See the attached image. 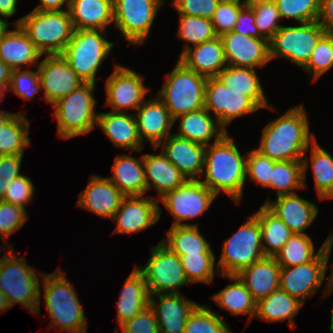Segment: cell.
<instances>
[{"label": "cell", "mask_w": 333, "mask_h": 333, "mask_svg": "<svg viewBox=\"0 0 333 333\" xmlns=\"http://www.w3.org/2000/svg\"><path fill=\"white\" fill-rule=\"evenodd\" d=\"M310 123L303 104L290 107L286 113L271 120L262 130L259 148L261 154L273 161L302 160L303 187L306 189V174L309 159L305 154L316 139L310 133Z\"/></svg>", "instance_id": "cell-1"}, {"label": "cell", "mask_w": 333, "mask_h": 333, "mask_svg": "<svg viewBox=\"0 0 333 333\" xmlns=\"http://www.w3.org/2000/svg\"><path fill=\"white\" fill-rule=\"evenodd\" d=\"M246 159L247 153L241 154L226 132L205 147L204 180L200 181L216 196L222 191L239 205L246 184Z\"/></svg>", "instance_id": "cell-2"}, {"label": "cell", "mask_w": 333, "mask_h": 333, "mask_svg": "<svg viewBox=\"0 0 333 333\" xmlns=\"http://www.w3.org/2000/svg\"><path fill=\"white\" fill-rule=\"evenodd\" d=\"M43 297L50 316V328L67 333H87V320L73 284L60 267L52 273H42Z\"/></svg>", "instance_id": "cell-3"}, {"label": "cell", "mask_w": 333, "mask_h": 333, "mask_svg": "<svg viewBox=\"0 0 333 333\" xmlns=\"http://www.w3.org/2000/svg\"><path fill=\"white\" fill-rule=\"evenodd\" d=\"M13 247H7V253L0 259V291L7 297L10 307L16 303L32 314H40V279L24 257L16 256ZM2 250L0 247V254Z\"/></svg>", "instance_id": "cell-4"}, {"label": "cell", "mask_w": 333, "mask_h": 333, "mask_svg": "<svg viewBox=\"0 0 333 333\" xmlns=\"http://www.w3.org/2000/svg\"><path fill=\"white\" fill-rule=\"evenodd\" d=\"M12 24H19L38 51L45 56L61 55L75 30L69 10H32Z\"/></svg>", "instance_id": "cell-5"}, {"label": "cell", "mask_w": 333, "mask_h": 333, "mask_svg": "<svg viewBox=\"0 0 333 333\" xmlns=\"http://www.w3.org/2000/svg\"><path fill=\"white\" fill-rule=\"evenodd\" d=\"M95 86L94 83H84L53 104L52 115L57 120V136L60 139L89 134L97 126Z\"/></svg>", "instance_id": "cell-6"}, {"label": "cell", "mask_w": 333, "mask_h": 333, "mask_svg": "<svg viewBox=\"0 0 333 333\" xmlns=\"http://www.w3.org/2000/svg\"><path fill=\"white\" fill-rule=\"evenodd\" d=\"M206 77L177 61L171 73L166 74V83L157 97L175 120L178 116L204 108Z\"/></svg>", "instance_id": "cell-7"}, {"label": "cell", "mask_w": 333, "mask_h": 333, "mask_svg": "<svg viewBox=\"0 0 333 333\" xmlns=\"http://www.w3.org/2000/svg\"><path fill=\"white\" fill-rule=\"evenodd\" d=\"M104 30H74L71 40L62 52L71 69L85 83H95L96 74L110 55L114 42L103 36Z\"/></svg>", "instance_id": "cell-8"}, {"label": "cell", "mask_w": 333, "mask_h": 333, "mask_svg": "<svg viewBox=\"0 0 333 333\" xmlns=\"http://www.w3.org/2000/svg\"><path fill=\"white\" fill-rule=\"evenodd\" d=\"M246 220L232 236L223 241L216 265L221 275H237L265 256L257 217L253 214Z\"/></svg>", "instance_id": "cell-9"}, {"label": "cell", "mask_w": 333, "mask_h": 333, "mask_svg": "<svg viewBox=\"0 0 333 333\" xmlns=\"http://www.w3.org/2000/svg\"><path fill=\"white\" fill-rule=\"evenodd\" d=\"M149 261L136 267L144 276L150 295L180 293L189 284L180 257L162 241L150 248Z\"/></svg>", "instance_id": "cell-10"}, {"label": "cell", "mask_w": 333, "mask_h": 333, "mask_svg": "<svg viewBox=\"0 0 333 333\" xmlns=\"http://www.w3.org/2000/svg\"><path fill=\"white\" fill-rule=\"evenodd\" d=\"M322 252L312 261L292 267H281L280 289L303 304L317 293L325 280L333 247V233L321 245Z\"/></svg>", "instance_id": "cell-11"}, {"label": "cell", "mask_w": 333, "mask_h": 333, "mask_svg": "<svg viewBox=\"0 0 333 333\" xmlns=\"http://www.w3.org/2000/svg\"><path fill=\"white\" fill-rule=\"evenodd\" d=\"M325 30L318 21L282 26L269 40L270 59L283 57L304 68Z\"/></svg>", "instance_id": "cell-12"}, {"label": "cell", "mask_w": 333, "mask_h": 333, "mask_svg": "<svg viewBox=\"0 0 333 333\" xmlns=\"http://www.w3.org/2000/svg\"><path fill=\"white\" fill-rule=\"evenodd\" d=\"M165 0H113L114 27L128 45H143Z\"/></svg>", "instance_id": "cell-13"}, {"label": "cell", "mask_w": 333, "mask_h": 333, "mask_svg": "<svg viewBox=\"0 0 333 333\" xmlns=\"http://www.w3.org/2000/svg\"><path fill=\"white\" fill-rule=\"evenodd\" d=\"M217 196L199 179L187 180L183 185L166 193L162 202L175 221L171 226L198 225L183 222L202 216Z\"/></svg>", "instance_id": "cell-14"}, {"label": "cell", "mask_w": 333, "mask_h": 333, "mask_svg": "<svg viewBox=\"0 0 333 333\" xmlns=\"http://www.w3.org/2000/svg\"><path fill=\"white\" fill-rule=\"evenodd\" d=\"M204 108L228 132L226 126L232 120L261 109L250 97L236 92L224 85L217 77L207 79L205 86Z\"/></svg>", "instance_id": "cell-15"}, {"label": "cell", "mask_w": 333, "mask_h": 333, "mask_svg": "<svg viewBox=\"0 0 333 333\" xmlns=\"http://www.w3.org/2000/svg\"><path fill=\"white\" fill-rule=\"evenodd\" d=\"M106 103L115 112L138 110L146 100L150 88L144 85V76L131 68L116 64L105 84Z\"/></svg>", "instance_id": "cell-16"}, {"label": "cell", "mask_w": 333, "mask_h": 333, "mask_svg": "<svg viewBox=\"0 0 333 333\" xmlns=\"http://www.w3.org/2000/svg\"><path fill=\"white\" fill-rule=\"evenodd\" d=\"M37 69L44 91V100L52 105L85 83L62 55H46L39 62Z\"/></svg>", "instance_id": "cell-17"}, {"label": "cell", "mask_w": 333, "mask_h": 333, "mask_svg": "<svg viewBox=\"0 0 333 333\" xmlns=\"http://www.w3.org/2000/svg\"><path fill=\"white\" fill-rule=\"evenodd\" d=\"M126 196L111 220L116 221L113 234H134L156 224L161 217L159 201L152 197Z\"/></svg>", "instance_id": "cell-18"}, {"label": "cell", "mask_w": 333, "mask_h": 333, "mask_svg": "<svg viewBox=\"0 0 333 333\" xmlns=\"http://www.w3.org/2000/svg\"><path fill=\"white\" fill-rule=\"evenodd\" d=\"M228 65L261 68L271 61L269 40L231 31L220 36Z\"/></svg>", "instance_id": "cell-19"}, {"label": "cell", "mask_w": 333, "mask_h": 333, "mask_svg": "<svg viewBox=\"0 0 333 333\" xmlns=\"http://www.w3.org/2000/svg\"><path fill=\"white\" fill-rule=\"evenodd\" d=\"M164 142V143H163ZM154 150L162 153L173 163L187 180H200L204 171L205 146L176 136H167ZM200 176V177H198Z\"/></svg>", "instance_id": "cell-20"}, {"label": "cell", "mask_w": 333, "mask_h": 333, "mask_svg": "<svg viewBox=\"0 0 333 333\" xmlns=\"http://www.w3.org/2000/svg\"><path fill=\"white\" fill-rule=\"evenodd\" d=\"M197 305L180 293L155 294L149 297V306L157 318L159 333H184L188 316Z\"/></svg>", "instance_id": "cell-21"}, {"label": "cell", "mask_w": 333, "mask_h": 333, "mask_svg": "<svg viewBox=\"0 0 333 333\" xmlns=\"http://www.w3.org/2000/svg\"><path fill=\"white\" fill-rule=\"evenodd\" d=\"M125 197L107 177L92 175L85 189L79 194L77 207L112 219Z\"/></svg>", "instance_id": "cell-22"}, {"label": "cell", "mask_w": 333, "mask_h": 333, "mask_svg": "<svg viewBox=\"0 0 333 333\" xmlns=\"http://www.w3.org/2000/svg\"><path fill=\"white\" fill-rule=\"evenodd\" d=\"M134 115L142 143L147 139L152 147H157L171 135L170 130L174 126V120L157 95L155 98L145 100Z\"/></svg>", "instance_id": "cell-23"}, {"label": "cell", "mask_w": 333, "mask_h": 333, "mask_svg": "<svg viewBox=\"0 0 333 333\" xmlns=\"http://www.w3.org/2000/svg\"><path fill=\"white\" fill-rule=\"evenodd\" d=\"M263 205L297 234H307L305 230L318 215L317 205L300 197L298 193L279 196L275 201L267 199Z\"/></svg>", "instance_id": "cell-24"}, {"label": "cell", "mask_w": 333, "mask_h": 333, "mask_svg": "<svg viewBox=\"0 0 333 333\" xmlns=\"http://www.w3.org/2000/svg\"><path fill=\"white\" fill-rule=\"evenodd\" d=\"M97 126L116 148L140 152L144 145L138 134L135 115L128 112L98 113Z\"/></svg>", "instance_id": "cell-25"}, {"label": "cell", "mask_w": 333, "mask_h": 333, "mask_svg": "<svg viewBox=\"0 0 333 333\" xmlns=\"http://www.w3.org/2000/svg\"><path fill=\"white\" fill-rule=\"evenodd\" d=\"M187 68L206 77H216L228 66L220 36L194 45L185 50L178 59Z\"/></svg>", "instance_id": "cell-26"}, {"label": "cell", "mask_w": 333, "mask_h": 333, "mask_svg": "<svg viewBox=\"0 0 333 333\" xmlns=\"http://www.w3.org/2000/svg\"><path fill=\"white\" fill-rule=\"evenodd\" d=\"M281 266L275 257L264 256L243 269L237 276L243 281L253 299L269 296L280 287Z\"/></svg>", "instance_id": "cell-27"}, {"label": "cell", "mask_w": 333, "mask_h": 333, "mask_svg": "<svg viewBox=\"0 0 333 333\" xmlns=\"http://www.w3.org/2000/svg\"><path fill=\"white\" fill-rule=\"evenodd\" d=\"M14 30H8L0 42V60L12 70H19L22 65L36 67L42 54L38 51L27 33L15 24Z\"/></svg>", "instance_id": "cell-28"}, {"label": "cell", "mask_w": 333, "mask_h": 333, "mask_svg": "<svg viewBox=\"0 0 333 333\" xmlns=\"http://www.w3.org/2000/svg\"><path fill=\"white\" fill-rule=\"evenodd\" d=\"M143 164L147 191L154 187L158 192L157 200L187 181L181 171L162 152L144 154Z\"/></svg>", "instance_id": "cell-29"}, {"label": "cell", "mask_w": 333, "mask_h": 333, "mask_svg": "<svg viewBox=\"0 0 333 333\" xmlns=\"http://www.w3.org/2000/svg\"><path fill=\"white\" fill-rule=\"evenodd\" d=\"M70 17L75 30H106L114 24L113 0H70Z\"/></svg>", "instance_id": "cell-30"}, {"label": "cell", "mask_w": 333, "mask_h": 333, "mask_svg": "<svg viewBox=\"0 0 333 333\" xmlns=\"http://www.w3.org/2000/svg\"><path fill=\"white\" fill-rule=\"evenodd\" d=\"M178 119V131L174 134L205 147L211 144L210 140L213 137L219 140L227 132L205 108L178 116L174 124Z\"/></svg>", "instance_id": "cell-31"}, {"label": "cell", "mask_w": 333, "mask_h": 333, "mask_svg": "<svg viewBox=\"0 0 333 333\" xmlns=\"http://www.w3.org/2000/svg\"><path fill=\"white\" fill-rule=\"evenodd\" d=\"M113 176L107 177L125 196H144L147 192L143 155H116Z\"/></svg>", "instance_id": "cell-32"}, {"label": "cell", "mask_w": 333, "mask_h": 333, "mask_svg": "<svg viewBox=\"0 0 333 333\" xmlns=\"http://www.w3.org/2000/svg\"><path fill=\"white\" fill-rule=\"evenodd\" d=\"M149 291L143 274L136 268L125 280L121 289L117 309L118 325L132 319L149 306Z\"/></svg>", "instance_id": "cell-33"}, {"label": "cell", "mask_w": 333, "mask_h": 333, "mask_svg": "<svg viewBox=\"0 0 333 333\" xmlns=\"http://www.w3.org/2000/svg\"><path fill=\"white\" fill-rule=\"evenodd\" d=\"M216 77L228 88L250 97L261 109H273L272 105H269L255 68L228 65Z\"/></svg>", "instance_id": "cell-34"}, {"label": "cell", "mask_w": 333, "mask_h": 333, "mask_svg": "<svg viewBox=\"0 0 333 333\" xmlns=\"http://www.w3.org/2000/svg\"><path fill=\"white\" fill-rule=\"evenodd\" d=\"M222 277L229 278L233 281L232 284H228L224 289L213 294L211 299L226 310L231 315L248 314V324L256 315L257 302L253 299L251 293L246 288L243 281L237 275H221Z\"/></svg>", "instance_id": "cell-35"}, {"label": "cell", "mask_w": 333, "mask_h": 333, "mask_svg": "<svg viewBox=\"0 0 333 333\" xmlns=\"http://www.w3.org/2000/svg\"><path fill=\"white\" fill-rule=\"evenodd\" d=\"M303 305L297 298L279 288L257 302L255 317L271 323L288 320L289 326L294 329V317Z\"/></svg>", "instance_id": "cell-36"}, {"label": "cell", "mask_w": 333, "mask_h": 333, "mask_svg": "<svg viewBox=\"0 0 333 333\" xmlns=\"http://www.w3.org/2000/svg\"><path fill=\"white\" fill-rule=\"evenodd\" d=\"M162 242L178 256L213 253L198 225L171 226Z\"/></svg>", "instance_id": "cell-37"}, {"label": "cell", "mask_w": 333, "mask_h": 333, "mask_svg": "<svg viewBox=\"0 0 333 333\" xmlns=\"http://www.w3.org/2000/svg\"><path fill=\"white\" fill-rule=\"evenodd\" d=\"M254 215L261 228L264 255L275 257L293 232L265 205H262Z\"/></svg>", "instance_id": "cell-38"}, {"label": "cell", "mask_w": 333, "mask_h": 333, "mask_svg": "<svg viewBox=\"0 0 333 333\" xmlns=\"http://www.w3.org/2000/svg\"><path fill=\"white\" fill-rule=\"evenodd\" d=\"M30 121L24 113H15L0 129V156L24 155L31 146Z\"/></svg>", "instance_id": "cell-39"}, {"label": "cell", "mask_w": 333, "mask_h": 333, "mask_svg": "<svg viewBox=\"0 0 333 333\" xmlns=\"http://www.w3.org/2000/svg\"><path fill=\"white\" fill-rule=\"evenodd\" d=\"M315 251L313 240L308 234L293 233L275 255V259L281 267H292L314 260L322 252V247Z\"/></svg>", "instance_id": "cell-40"}, {"label": "cell", "mask_w": 333, "mask_h": 333, "mask_svg": "<svg viewBox=\"0 0 333 333\" xmlns=\"http://www.w3.org/2000/svg\"><path fill=\"white\" fill-rule=\"evenodd\" d=\"M311 168L314 176L315 191L320 200L333 196V156L321 147L315 139L311 145Z\"/></svg>", "instance_id": "cell-41"}, {"label": "cell", "mask_w": 333, "mask_h": 333, "mask_svg": "<svg viewBox=\"0 0 333 333\" xmlns=\"http://www.w3.org/2000/svg\"><path fill=\"white\" fill-rule=\"evenodd\" d=\"M268 188L276 190V197L295 194V190L304 189L302 160L274 161Z\"/></svg>", "instance_id": "cell-42"}, {"label": "cell", "mask_w": 333, "mask_h": 333, "mask_svg": "<svg viewBox=\"0 0 333 333\" xmlns=\"http://www.w3.org/2000/svg\"><path fill=\"white\" fill-rule=\"evenodd\" d=\"M178 38L186 41L181 54L191 47L217 37L211 19L198 16L180 15Z\"/></svg>", "instance_id": "cell-43"}, {"label": "cell", "mask_w": 333, "mask_h": 333, "mask_svg": "<svg viewBox=\"0 0 333 333\" xmlns=\"http://www.w3.org/2000/svg\"><path fill=\"white\" fill-rule=\"evenodd\" d=\"M184 333H232L226 319L212 311L210 305H197L189 314Z\"/></svg>", "instance_id": "cell-44"}, {"label": "cell", "mask_w": 333, "mask_h": 333, "mask_svg": "<svg viewBox=\"0 0 333 333\" xmlns=\"http://www.w3.org/2000/svg\"><path fill=\"white\" fill-rule=\"evenodd\" d=\"M184 268L185 275L190 283H212L215 272V254L198 253L193 255L179 256Z\"/></svg>", "instance_id": "cell-45"}, {"label": "cell", "mask_w": 333, "mask_h": 333, "mask_svg": "<svg viewBox=\"0 0 333 333\" xmlns=\"http://www.w3.org/2000/svg\"><path fill=\"white\" fill-rule=\"evenodd\" d=\"M255 16V25L260 34L270 40L283 26L278 22L281 20L279 11L274 0H248Z\"/></svg>", "instance_id": "cell-46"}, {"label": "cell", "mask_w": 333, "mask_h": 333, "mask_svg": "<svg viewBox=\"0 0 333 333\" xmlns=\"http://www.w3.org/2000/svg\"><path fill=\"white\" fill-rule=\"evenodd\" d=\"M333 67V34L325 33L317 42L307 65L303 68L313 82Z\"/></svg>", "instance_id": "cell-47"}, {"label": "cell", "mask_w": 333, "mask_h": 333, "mask_svg": "<svg viewBox=\"0 0 333 333\" xmlns=\"http://www.w3.org/2000/svg\"><path fill=\"white\" fill-rule=\"evenodd\" d=\"M281 19H294L297 24L317 21L320 0H274Z\"/></svg>", "instance_id": "cell-48"}, {"label": "cell", "mask_w": 333, "mask_h": 333, "mask_svg": "<svg viewBox=\"0 0 333 333\" xmlns=\"http://www.w3.org/2000/svg\"><path fill=\"white\" fill-rule=\"evenodd\" d=\"M247 4L244 0H221L211 18L217 36L231 32L235 26L237 16Z\"/></svg>", "instance_id": "cell-49"}, {"label": "cell", "mask_w": 333, "mask_h": 333, "mask_svg": "<svg viewBox=\"0 0 333 333\" xmlns=\"http://www.w3.org/2000/svg\"><path fill=\"white\" fill-rule=\"evenodd\" d=\"M274 161L261 154L255 148L247 152L246 159V181L250 177L256 184L262 188H268L271 182L272 169Z\"/></svg>", "instance_id": "cell-50"}, {"label": "cell", "mask_w": 333, "mask_h": 333, "mask_svg": "<svg viewBox=\"0 0 333 333\" xmlns=\"http://www.w3.org/2000/svg\"><path fill=\"white\" fill-rule=\"evenodd\" d=\"M28 211L17 205L0 200V238L6 245L7 238L26 223Z\"/></svg>", "instance_id": "cell-51"}, {"label": "cell", "mask_w": 333, "mask_h": 333, "mask_svg": "<svg viewBox=\"0 0 333 333\" xmlns=\"http://www.w3.org/2000/svg\"><path fill=\"white\" fill-rule=\"evenodd\" d=\"M41 90L38 69L36 72L22 69L12 70L8 91L15 92L16 95L24 100H31Z\"/></svg>", "instance_id": "cell-52"}, {"label": "cell", "mask_w": 333, "mask_h": 333, "mask_svg": "<svg viewBox=\"0 0 333 333\" xmlns=\"http://www.w3.org/2000/svg\"><path fill=\"white\" fill-rule=\"evenodd\" d=\"M34 191L33 182L26 175L21 174L9 184L2 201L17 205L27 211L25 205L34 199Z\"/></svg>", "instance_id": "cell-53"}, {"label": "cell", "mask_w": 333, "mask_h": 333, "mask_svg": "<svg viewBox=\"0 0 333 333\" xmlns=\"http://www.w3.org/2000/svg\"><path fill=\"white\" fill-rule=\"evenodd\" d=\"M221 0H172L179 15L198 16L211 19Z\"/></svg>", "instance_id": "cell-54"}, {"label": "cell", "mask_w": 333, "mask_h": 333, "mask_svg": "<svg viewBox=\"0 0 333 333\" xmlns=\"http://www.w3.org/2000/svg\"><path fill=\"white\" fill-rule=\"evenodd\" d=\"M119 327L122 333H159L157 318L150 306Z\"/></svg>", "instance_id": "cell-55"}, {"label": "cell", "mask_w": 333, "mask_h": 333, "mask_svg": "<svg viewBox=\"0 0 333 333\" xmlns=\"http://www.w3.org/2000/svg\"><path fill=\"white\" fill-rule=\"evenodd\" d=\"M24 155H4L0 156V200L9 184L19 175L21 162Z\"/></svg>", "instance_id": "cell-56"}, {"label": "cell", "mask_w": 333, "mask_h": 333, "mask_svg": "<svg viewBox=\"0 0 333 333\" xmlns=\"http://www.w3.org/2000/svg\"><path fill=\"white\" fill-rule=\"evenodd\" d=\"M232 31L245 36L264 38L255 25V16L252 7L248 3L239 12Z\"/></svg>", "instance_id": "cell-57"}, {"label": "cell", "mask_w": 333, "mask_h": 333, "mask_svg": "<svg viewBox=\"0 0 333 333\" xmlns=\"http://www.w3.org/2000/svg\"><path fill=\"white\" fill-rule=\"evenodd\" d=\"M317 21L327 34H333V0H320Z\"/></svg>", "instance_id": "cell-58"}, {"label": "cell", "mask_w": 333, "mask_h": 333, "mask_svg": "<svg viewBox=\"0 0 333 333\" xmlns=\"http://www.w3.org/2000/svg\"><path fill=\"white\" fill-rule=\"evenodd\" d=\"M66 6V10H69L70 0H40V4L33 10L41 11H62L63 6Z\"/></svg>", "instance_id": "cell-59"}, {"label": "cell", "mask_w": 333, "mask_h": 333, "mask_svg": "<svg viewBox=\"0 0 333 333\" xmlns=\"http://www.w3.org/2000/svg\"><path fill=\"white\" fill-rule=\"evenodd\" d=\"M17 0H0V16L10 18L16 13Z\"/></svg>", "instance_id": "cell-60"}, {"label": "cell", "mask_w": 333, "mask_h": 333, "mask_svg": "<svg viewBox=\"0 0 333 333\" xmlns=\"http://www.w3.org/2000/svg\"><path fill=\"white\" fill-rule=\"evenodd\" d=\"M12 69L0 60V87L8 88L11 81Z\"/></svg>", "instance_id": "cell-61"}, {"label": "cell", "mask_w": 333, "mask_h": 333, "mask_svg": "<svg viewBox=\"0 0 333 333\" xmlns=\"http://www.w3.org/2000/svg\"><path fill=\"white\" fill-rule=\"evenodd\" d=\"M331 266H333V262H332ZM331 269H332V272H331L330 276L325 277V278H327V283H326V286L324 289L325 297H326V295L327 296H329V294L331 295V292H333V267Z\"/></svg>", "instance_id": "cell-62"}, {"label": "cell", "mask_w": 333, "mask_h": 333, "mask_svg": "<svg viewBox=\"0 0 333 333\" xmlns=\"http://www.w3.org/2000/svg\"><path fill=\"white\" fill-rule=\"evenodd\" d=\"M9 308L11 307L7 301V297L0 291V314Z\"/></svg>", "instance_id": "cell-63"}, {"label": "cell", "mask_w": 333, "mask_h": 333, "mask_svg": "<svg viewBox=\"0 0 333 333\" xmlns=\"http://www.w3.org/2000/svg\"><path fill=\"white\" fill-rule=\"evenodd\" d=\"M9 26V22L5 19L0 18V42L4 34L8 31L7 28Z\"/></svg>", "instance_id": "cell-64"}, {"label": "cell", "mask_w": 333, "mask_h": 333, "mask_svg": "<svg viewBox=\"0 0 333 333\" xmlns=\"http://www.w3.org/2000/svg\"><path fill=\"white\" fill-rule=\"evenodd\" d=\"M15 113H0V129Z\"/></svg>", "instance_id": "cell-65"}, {"label": "cell", "mask_w": 333, "mask_h": 333, "mask_svg": "<svg viewBox=\"0 0 333 333\" xmlns=\"http://www.w3.org/2000/svg\"><path fill=\"white\" fill-rule=\"evenodd\" d=\"M8 91V88L5 87H0V102L4 99L3 95H6L5 93ZM0 113H13V112H8V111H1Z\"/></svg>", "instance_id": "cell-66"}, {"label": "cell", "mask_w": 333, "mask_h": 333, "mask_svg": "<svg viewBox=\"0 0 333 333\" xmlns=\"http://www.w3.org/2000/svg\"><path fill=\"white\" fill-rule=\"evenodd\" d=\"M330 331H333V307L331 309Z\"/></svg>", "instance_id": "cell-67"}]
</instances>
